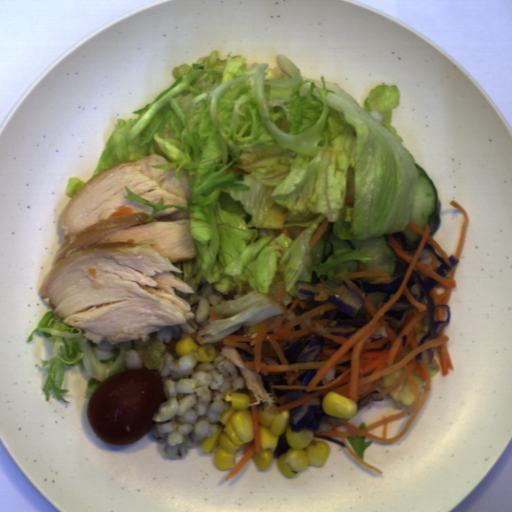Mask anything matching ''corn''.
Returning <instances> with one entry per match:
<instances>
[{"instance_id":"2","label":"corn","mask_w":512,"mask_h":512,"mask_svg":"<svg viewBox=\"0 0 512 512\" xmlns=\"http://www.w3.org/2000/svg\"><path fill=\"white\" fill-rule=\"evenodd\" d=\"M228 409L220 413L215 423L217 430L212 436H205L201 449L205 453H215V466L218 469H234L236 452L246 443L254 442V425L250 409L249 393L225 391Z\"/></svg>"},{"instance_id":"4","label":"corn","mask_w":512,"mask_h":512,"mask_svg":"<svg viewBox=\"0 0 512 512\" xmlns=\"http://www.w3.org/2000/svg\"><path fill=\"white\" fill-rule=\"evenodd\" d=\"M192 349H197L198 351V361H211L215 359L216 356V347L214 343H206L203 345H199L197 341L191 336H186L181 339H178L174 343V350L178 354V356H185Z\"/></svg>"},{"instance_id":"1","label":"corn","mask_w":512,"mask_h":512,"mask_svg":"<svg viewBox=\"0 0 512 512\" xmlns=\"http://www.w3.org/2000/svg\"><path fill=\"white\" fill-rule=\"evenodd\" d=\"M278 403L271 404L263 410L257 409L260 431V452L252 455L255 465L267 470L273 460L274 451L280 435L285 434L289 449L277 459L282 475L295 477L299 470L308 464L325 466L331 447L324 441L313 440V431L303 429L300 432L291 430V409L276 410Z\"/></svg>"},{"instance_id":"3","label":"corn","mask_w":512,"mask_h":512,"mask_svg":"<svg viewBox=\"0 0 512 512\" xmlns=\"http://www.w3.org/2000/svg\"><path fill=\"white\" fill-rule=\"evenodd\" d=\"M324 413L334 418L353 419L358 412V403L353 399L329 392L322 396Z\"/></svg>"}]
</instances>
